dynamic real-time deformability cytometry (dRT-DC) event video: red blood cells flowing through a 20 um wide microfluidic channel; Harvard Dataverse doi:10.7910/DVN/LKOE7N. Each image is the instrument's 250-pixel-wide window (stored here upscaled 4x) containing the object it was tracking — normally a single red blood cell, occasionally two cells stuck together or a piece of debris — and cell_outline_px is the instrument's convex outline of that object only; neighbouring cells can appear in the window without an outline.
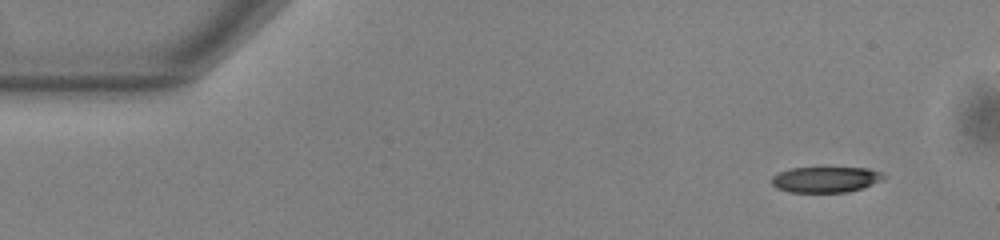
{"species": "common noctule bat (a hibernating species)", "species_latin": "Nyctalus noctula", "temperature_condition": "warm", "stored_images_in_passage": 47, "camera_frame_rate_fps": 3000, "um_per_image_px": 0.085, "animal": {"sex": "male", "body_mass_g": 13.0, "forearm_length_mm": 53.1}, "frame": {"image": 1, "passage_image": 1, "time_ms": 0.0, "image_size_px": [1000, 240], "cell_outline_px": [[888, 176], [864, 188], [848, 192], [788, 192], [776, 188], [772, 184], [772, 176], [780, 172], [792, 168], [868, 168], [880, 172]], "centroid_in_image_um": [70.18, 15.26], "position_along_channel_um": 14.8, "area_um2": 16.76}}
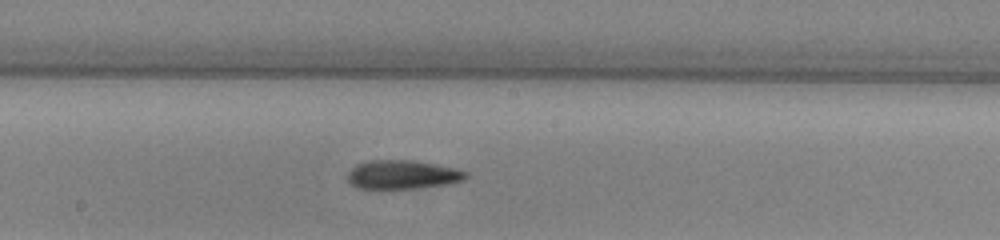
{"frame": {"image": 2, "passage_image": 25, "time_ms": 8.0, "image_size_px": [1000, 240], "cell_outline_px": [[468, 176], [464, 180], [448, 184], [412, 188], [356, 188], [348, 180], [348, 172], [356, 164], [368, 160], [408, 160], [436, 164], [468, 172]], "centroid_in_image_um": [34.2, 14.83], "position_along_channel_um": 214.0, "area_um2": 19.65}}
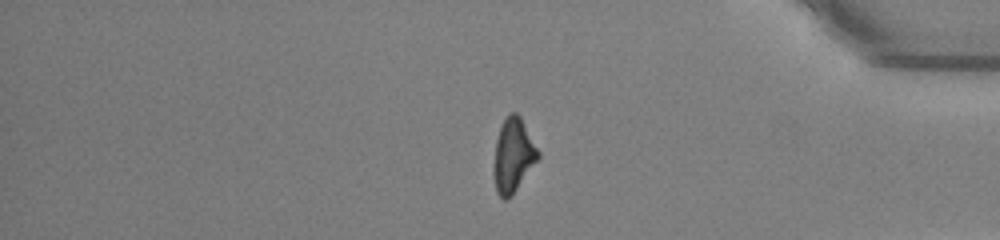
{"frame": {"image": 3, "passage_image": 41, "time_ms": 13.333, "image_size_px": [1000, 240], "cell_outline_px": [[540, 156], [516, 188], [504, 200], [496, 192], [492, 172], [496, 140], [500, 128], [508, 112], [516, 112], [520, 116], [540, 152]], "centroid_in_image_um": [43.59, 13.16], "position_along_channel_um": 391.6, "area_um2": 18.79}, "authors_computed_cell_mechanics": {"area_um2": 19.3052, "velocity_mm_per_s": 3.841, "shape_relaxation_time_tau1_ms": 5.2606, "shape_relaxation_time_tau2_ms": null, "deformation_change_tau1": 0.1675, "deformation_change_tau2": null}}